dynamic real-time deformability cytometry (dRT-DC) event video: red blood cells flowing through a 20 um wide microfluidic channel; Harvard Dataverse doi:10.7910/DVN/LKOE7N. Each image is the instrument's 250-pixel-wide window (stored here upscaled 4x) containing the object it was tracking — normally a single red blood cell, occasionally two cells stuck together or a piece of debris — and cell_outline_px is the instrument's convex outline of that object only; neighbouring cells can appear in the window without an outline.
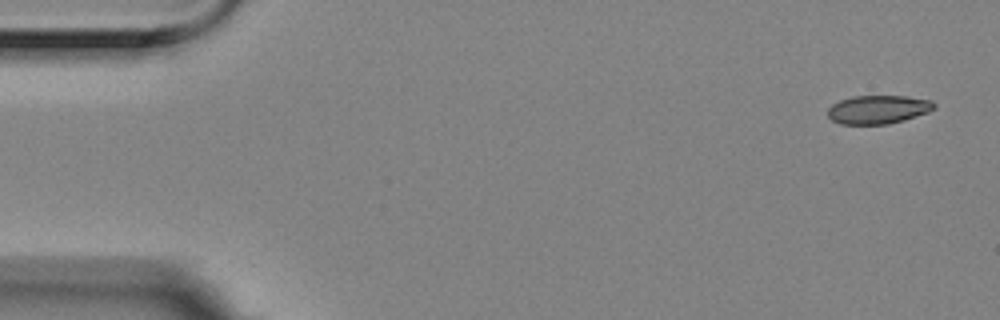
{"species": "Egyptian fruit bat (a non-hibernating species)", "species_latin": "Rousettus aegyptiacus", "temperature_condition": "room temperature", "stored_images_in_passage": 5, "camera_frame_rate_fps": 3000, "um_per_image_px": 0.085, "animal": {"sex": "female"}, "frame": {"image": 1, "passage_image": 1, "time_ms": 0.0, "image_size_px": [1000, 320], "cell_outline_px": [[936, 108], [928, 112], [904, 120], [888, 124], [840, 124], [832, 120], [828, 116], [828, 108], [832, 104], [840, 100], [852, 96], [908, 96], [932, 100], [936, 104]], "centroid_in_image_um": [74.66, 9.3], "position_along_channel_um": 10.3, "area_um2": 17.8}}
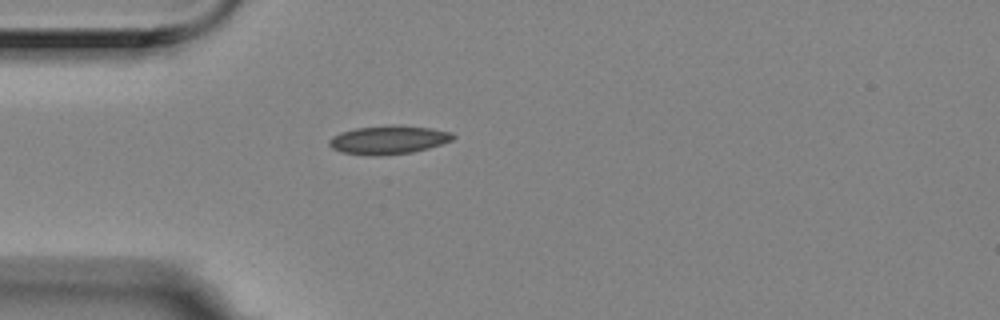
{"frame": {"image": 2, "passage_image": 5, "time_ms": 1.333, "image_size_px": [1000, 320], "cell_outline_px": [[456, 136], [452, 140], [428, 148], [412, 152], [380, 156], [364, 156], [340, 152], [332, 148], [328, 144], [328, 140], [332, 136], [340, 132], [356, 128], [428, 128], [452, 132]], "centroid_in_image_um": [32.95, 11.95], "position_along_channel_um": 52.1, "area_um2": 19.77}}